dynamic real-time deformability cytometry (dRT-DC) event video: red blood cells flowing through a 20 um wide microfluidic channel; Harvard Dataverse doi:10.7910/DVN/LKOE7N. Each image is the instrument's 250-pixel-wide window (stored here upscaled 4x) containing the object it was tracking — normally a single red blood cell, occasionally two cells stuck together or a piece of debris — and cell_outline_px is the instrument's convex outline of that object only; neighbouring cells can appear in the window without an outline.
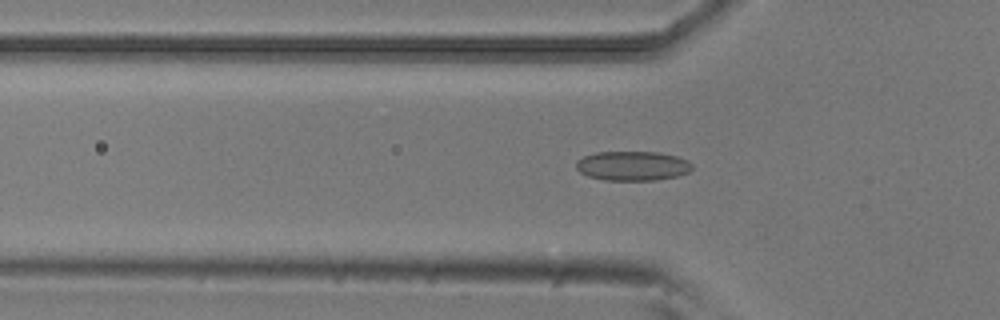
{"species": "common noctule bat (a hibernating species)", "species_latin": "Nyctalus noctula", "temperature_condition": "room temperature", "stored_images_in_passage": 42, "camera_frame_rate_fps": 3000, "um_per_image_px": 0.085, "animal": {"sex": "male", "body_mass_g": 20.5, "forearm_length_mm": 52.5}, "frame": {"image": 1, "passage_image": 6, "time_ms": 1.667, "image_size_px": [1000, 320], "cell_outline_px": [[692, 168], [688, 172], [676, 176], [656, 180], [604, 180], [588, 176], [580, 172], [576, 168], [576, 160], [584, 156], [596, 152], [660, 152], [676, 156], [688, 160], [692, 164]], "centroid_in_image_um": [53.75, 14.09], "position_along_channel_um": 72.0, "area_um2": 19.94}}
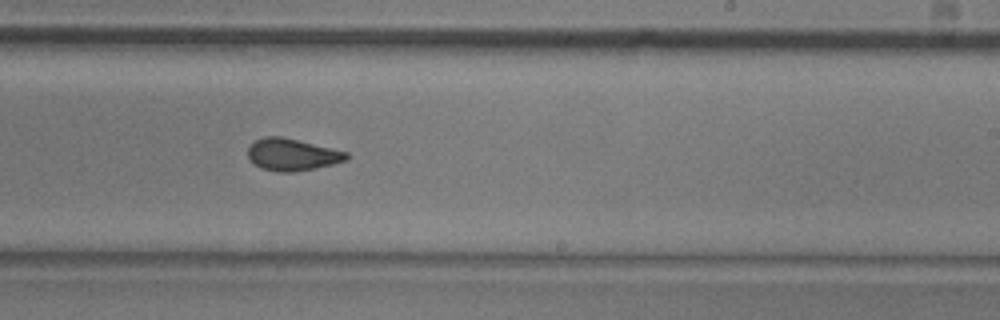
{"frame": {"image": 2, "passage_image": 21, "time_ms": 6.667, "image_size_px": [1000, 320], "cell_outline_px": [[348, 160], [316, 168], [292, 172], [276, 172], [260, 168], [248, 156], [248, 148], [256, 140], [264, 136], [280, 136], [348, 152]], "centroid_in_image_um": [24.84, 13.15], "position_along_channel_um": 264.2, "area_um2": 18.21}}
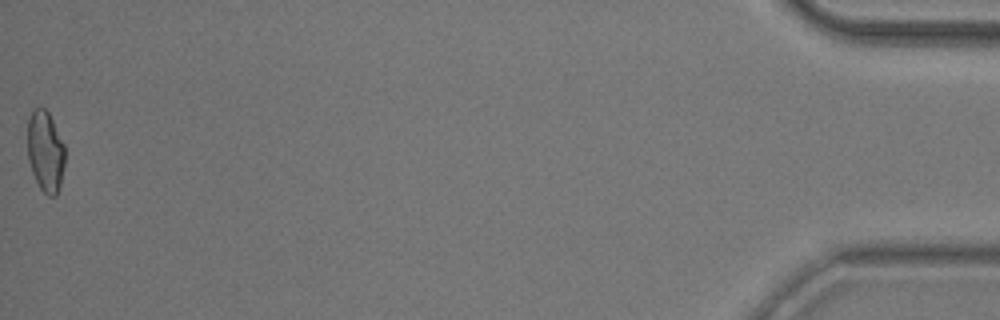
{"frame": {"image": 3, "passage_image": 42, "time_ms": 13.667, "image_size_px": [1000, 320], "cell_outline_px": [[64, 164], [60, 184], [56, 196], [48, 196], [40, 188], [32, 172], [28, 160], [28, 120], [32, 108], [44, 108], [48, 112], [64, 144]], "centroid_in_image_um": [3.85, 12.86], "position_along_channel_um": 431.4, "area_um2": 17.51}, "authors_computed_cell_mechanics": {"area_um2": 18.2648, "velocity_mm_per_s": 3.8184, "shape_relaxation_time_tau1_ms": null, "shape_relaxation_time_tau2_ms": 1.599, "deformation_change_tau1": null, "deformation_change_tau2": 0.0807}}